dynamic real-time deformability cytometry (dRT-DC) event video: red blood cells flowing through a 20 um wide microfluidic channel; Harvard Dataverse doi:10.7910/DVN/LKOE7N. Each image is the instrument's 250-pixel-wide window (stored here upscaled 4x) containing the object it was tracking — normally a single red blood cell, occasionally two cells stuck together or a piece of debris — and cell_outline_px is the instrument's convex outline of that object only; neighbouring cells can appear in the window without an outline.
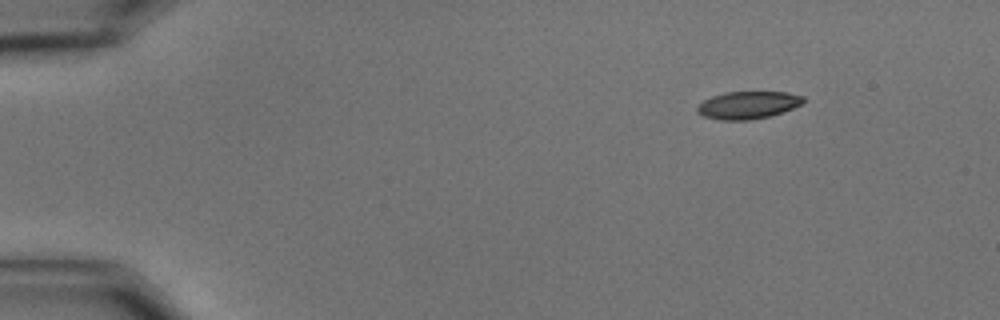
{"species": "common noctule bat (a hibernating species)", "species_latin": "Nyctalus noctula", "temperature_condition": "cold", "stored_images_in_passage": 16, "camera_frame_rate_fps": 3000, "um_per_image_px": 0.085, "animal": {"sex": "male", "body_mass_g": 15.6}, "frame": {"image": 1, "passage_image": 1, "time_ms": 0.0, "image_size_px": [1000, 320], "cell_outline_px": [[804, 104], [768, 116], [748, 120], [720, 120], [704, 116], [696, 112], [696, 108], [704, 100], [712, 96], [724, 92], [788, 92], [804, 96]], "centroid_in_image_um": [63.57, 8.92], "position_along_channel_um": 21.4, "area_um2": 16.94}}